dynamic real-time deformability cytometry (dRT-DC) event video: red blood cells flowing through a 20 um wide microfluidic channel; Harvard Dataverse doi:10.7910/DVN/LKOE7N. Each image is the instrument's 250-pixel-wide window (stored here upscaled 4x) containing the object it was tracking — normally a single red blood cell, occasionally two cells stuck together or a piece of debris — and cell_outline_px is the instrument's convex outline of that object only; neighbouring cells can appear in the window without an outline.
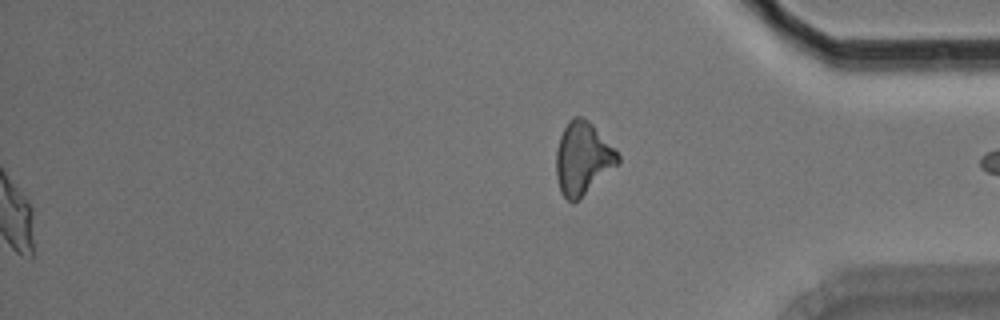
{"species": "Egyptian fruit bat (a non-hibernating species)", "species_latin": "Rousettus aegyptiacus", "temperature_condition": "room temperature", "stored_images_in_passage": 50, "segment_of_instrument_passage": [2, 2], "camera_frame_rate_fps": 3000, "um_per_image_px": 0.085, "animal": {"sex": "male"}, "frame": {"image": 1, "passage_image": 50, "time_ms": 16.333, "image_size_px": [1000, 320], "cell_outline_px": [[620, 164], [580, 200], [568, 200], [560, 192], [556, 176], [556, 148], [560, 136], [568, 120], [572, 116], [580, 116], [588, 120], [592, 124], [620, 156]], "centroid_in_image_um": [49.53, 13.48], "position_along_channel_um": 385.7, "area_um2": 26.3}}